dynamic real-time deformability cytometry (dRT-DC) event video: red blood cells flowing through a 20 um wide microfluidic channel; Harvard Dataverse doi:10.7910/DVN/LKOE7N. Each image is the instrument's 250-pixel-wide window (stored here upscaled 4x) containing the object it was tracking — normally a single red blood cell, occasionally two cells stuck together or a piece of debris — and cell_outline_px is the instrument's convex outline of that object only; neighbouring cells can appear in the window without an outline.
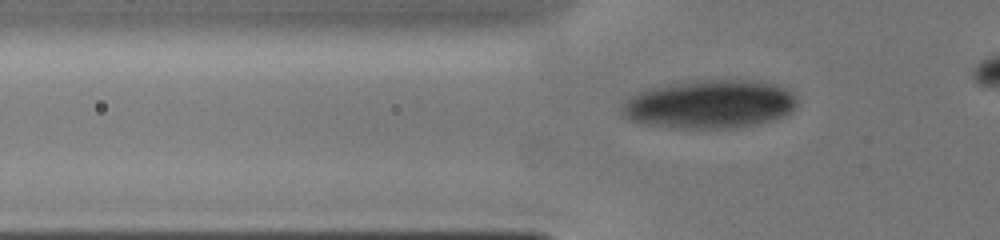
{"species": "human", "species_latin": "Homo sapiens", "temperature_condition": "cold", "stored_images_in_passage": 45, "camera_frame_rate_fps": 3000, "um_per_image_px": 0.085, "donor": {"sex": "male"}, "frame": {"image": 1, "passage_image": 15, "time_ms": 3.667, "image_size_px": [1000, 240], "cell_outline_px": [[796, 108], [792, 112], [784, 116], [760, 124], [736, 128], [672, 128], [640, 124], [624, 116], [620, 112], [620, 108], [636, 92], [644, 88], [688, 80], [768, 80], [792, 88], [796, 96]], "centroid_in_image_um": [60.39, 8.84], "position_along_channel_um": 65.4, "area_um2": 50.98}}
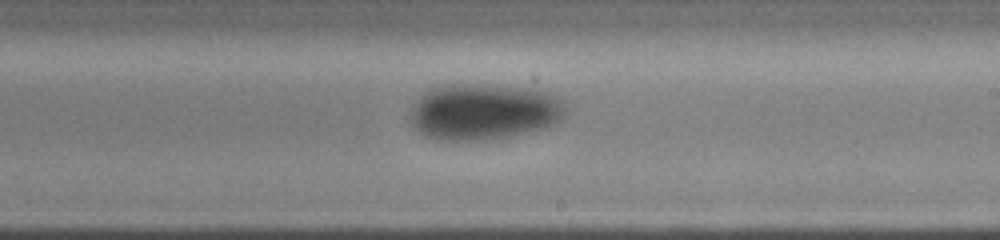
{"frame": {"image": 2, "passage_image": 29, "time_ms": 8.0, "image_size_px": [1000, 240], "cell_outline_px": [[564, 112], [560, 120], [552, 124], [540, 128], [508, 136], [468, 140], [444, 140], [428, 136], [420, 132], [416, 128], [412, 120], [412, 108], [432, 88], [440, 84], [480, 84], [516, 88], [544, 92], [560, 100], [564, 104]], "centroid_in_image_um": [41.09, 9.49], "position_along_channel_um": 247.9, "area_um2": 49.01}}
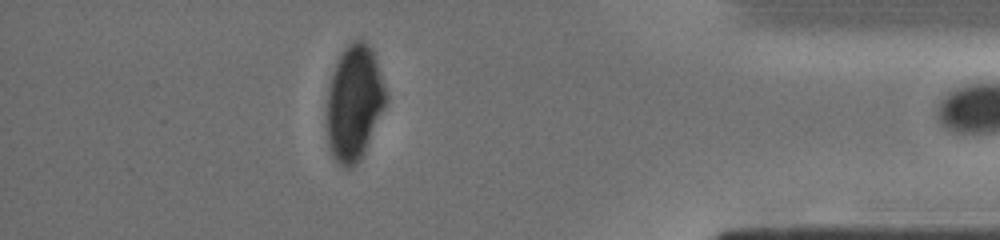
{"frame": {"image": 3, "passage_image": 44, "time_ms": 12.333, "image_size_px": [1000, 240], "cell_outline_px": [[388, 96], [360, 160], [356, 164], [348, 168], [344, 168], [332, 156], [328, 148], [328, 88], [336, 64], [344, 48], [352, 40], [364, 40], [372, 48]], "centroid_in_image_um": [30.1, 8.72], "position_along_channel_um": 405.1, "area_um2": 38.96}}